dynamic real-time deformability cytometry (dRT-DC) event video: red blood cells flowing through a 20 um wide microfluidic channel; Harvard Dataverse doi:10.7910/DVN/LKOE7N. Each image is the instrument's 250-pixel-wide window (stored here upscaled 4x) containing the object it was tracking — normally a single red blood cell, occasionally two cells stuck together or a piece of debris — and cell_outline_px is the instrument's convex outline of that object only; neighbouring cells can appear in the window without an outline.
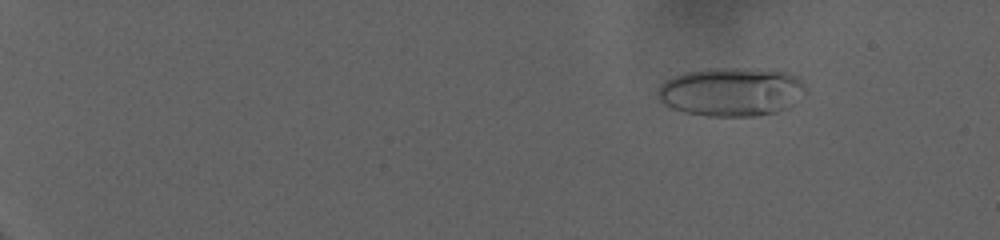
{"species": "human", "species_latin": "Homo sapiens", "temperature_condition": "warm", "stored_images_in_passage": 79, "camera_frame_rate_fps": 3000, "um_per_image_px": 0.085, "donor": {"sex": "female"}, "frame": {"image": 1, "passage_image": 12, "time_ms": 3.667, "image_size_px": [1000, 240], "cell_outline_px": [[808, 96], [796, 104], [788, 108], [776, 112], [760, 116], [708, 116], [684, 112], [672, 108], [664, 104], [656, 96], [656, 92], [660, 84], [684, 72], [704, 68], [740, 68], [792, 72], [800, 76], [804, 80], [808, 88]], "centroid_in_image_um": [62.28, 7.8], "position_along_channel_um": 22.7, "area_um2": 43.18}}
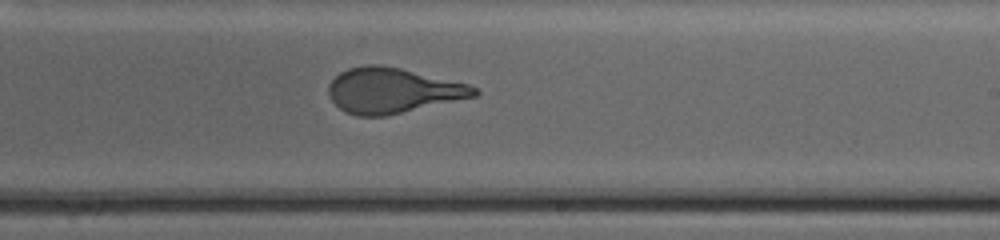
{"frame": {"image": 2, "passage_image": 57, "time_ms": 18.667, "image_size_px": [1000, 240], "cell_outline_px": [[480, 92], [476, 96], [384, 116], [356, 116], [344, 112], [328, 96], [328, 84], [340, 72], [348, 68], [364, 64], [380, 64], [400, 68], [468, 84], [476, 88]], "centroid_in_image_um": [33.32, 7.69], "position_along_channel_um": 255.7, "area_um2": 38.26}}
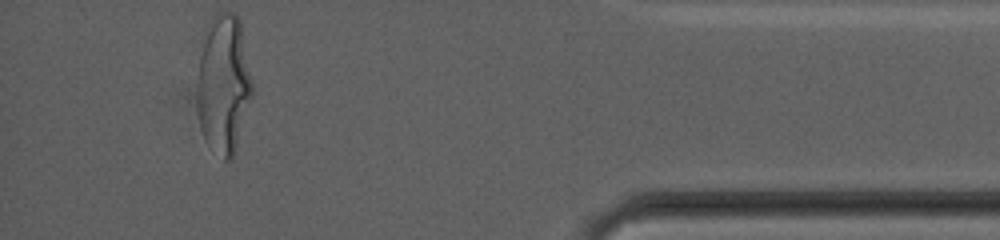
{"frame": {"image": 3, "passage_image": 79, "time_ms": 26.0, "image_size_px": [1000, 240], "cell_outline_px": [[252, 96], [232, 160], [224, 160], [208, 144], [200, 128], [196, 112], [196, 76], [200, 56], [212, 16], [216, 12], [236, 12], [240, 20], [252, 80]], "centroid_in_image_um": [18.99, 7.16], "position_along_channel_um": 416.2, "area_um2": 44.68}, "authors_computed_cell_mechanics": {"area_um2": 39.3618, "velocity_mm_per_s": 2.682, "shape_relaxation_time_tau1_ms": 8.6063, "shape_relaxation_time_tau2_ms": null, "deformation_change_tau1": 0.2818, "deformation_change_tau2": null}}